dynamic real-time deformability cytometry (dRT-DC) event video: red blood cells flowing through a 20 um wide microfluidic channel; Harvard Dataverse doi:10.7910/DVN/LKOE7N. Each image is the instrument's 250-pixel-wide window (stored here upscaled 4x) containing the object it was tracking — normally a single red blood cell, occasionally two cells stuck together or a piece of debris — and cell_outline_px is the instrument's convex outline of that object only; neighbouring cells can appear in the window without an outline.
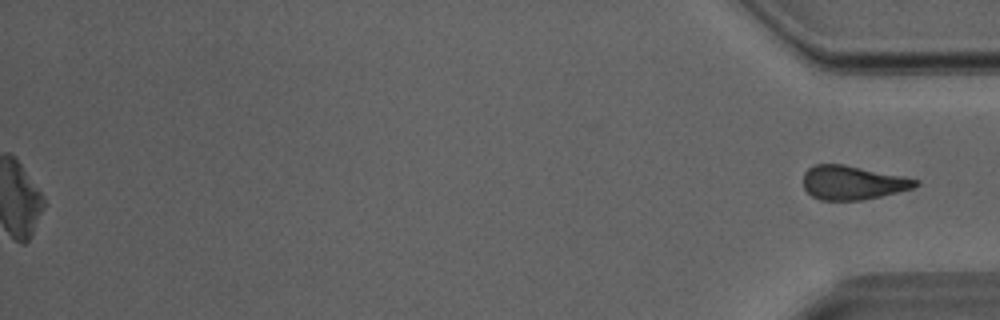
{"species": "Egyptian fruit bat (a non-hibernating species)", "species_latin": "Rousettus aegyptiacus", "temperature_condition": "room temperature", "stored_images_in_passage": 36, "segment_of_instrument_passage": [2, 2], "camera_frame_rate_fps": 3000, "um_per_image_px": 0.085, "animal": {"sex": "male"}, "frame": {"image": 1, "passage_image": 36, "time_ms": 11.667, "image_size_px": [1000, 320], "cell_outline_px": [[920, 184], [912, 188], [880, 196], [860, 200], [820, 200], [812, 196], [804, 188], [804, 172], [808, 168], [816, 164], [844, 164], [904, 176], [920, 180]], "centroid_in_image_um": [72.47, 15.51], "position_along_channel_um": 362.7, "area_um2": 22.14}}